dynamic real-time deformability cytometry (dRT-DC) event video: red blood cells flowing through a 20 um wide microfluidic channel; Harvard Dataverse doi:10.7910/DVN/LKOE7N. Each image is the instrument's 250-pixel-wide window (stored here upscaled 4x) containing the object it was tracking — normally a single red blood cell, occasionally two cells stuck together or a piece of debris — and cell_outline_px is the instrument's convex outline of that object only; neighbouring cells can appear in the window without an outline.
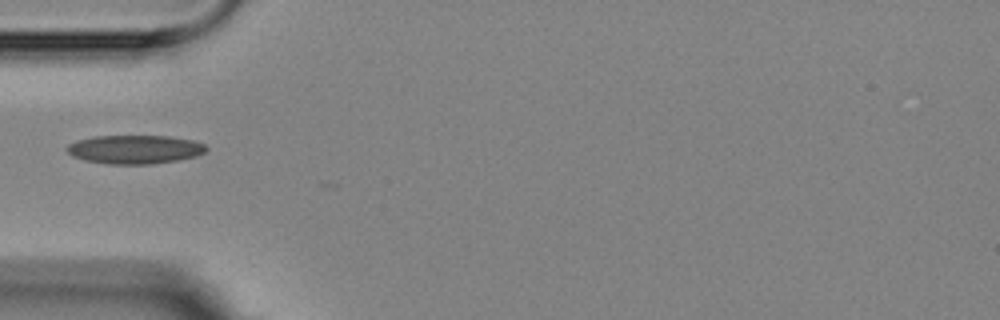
{"species": "Egyptian fruit bat (a non-hibernating species)", "species_latin": "Rousettus aegyptiacus", "temperature_condition": "room temperature", "stored_images_in_passage": 5, "camera_frame_rate_fps": 3000, "um_per_image_px": 0.085, "animal": {"sex": "female"}, "frame": {"image": 1, "passage_image": 5, "time_ms": 5.667, "image_size_px": [1000, 320], "cell_outline_px": [[208, 148], [204, 152], [196, 156], [176, 160], [152, 164], [108, 164], [84, 160], [72, 156], [64, 148], [68, 144], [76, 140], [92, 136], [168, 136], [192, 140], [204, 144]], "centroid_in_image_um": [11.41, 12.69], "position_along_channel_um": 73.6, "area_um2": 23.35}}